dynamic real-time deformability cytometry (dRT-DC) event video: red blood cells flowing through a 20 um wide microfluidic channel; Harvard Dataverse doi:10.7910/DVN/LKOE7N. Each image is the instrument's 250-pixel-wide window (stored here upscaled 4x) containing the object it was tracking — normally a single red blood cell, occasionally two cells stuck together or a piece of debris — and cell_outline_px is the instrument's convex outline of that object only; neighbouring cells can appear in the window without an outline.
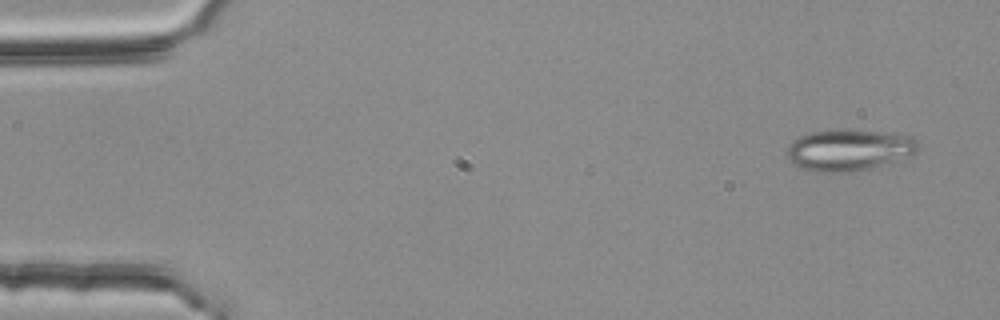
{"species": "common noctule bat (a hibernating species)", "species_latin": "Nyctalus noctula", "temperature_condition": "room temperature", "stored_images_in_passage": 4, "camera_frame_rate_fps": 3000, "um_per_image_px": 0.085, "animal": {"sex": "female", "body_mass_g": 25.1}, "frame": {"image": 1, "passage_image": 1, "time_ms": 0.0, "image_size_px": [1000, 320], "cell_outline_px": [[920, 148], [912, 156], [856, 172], [816, 172], [804, 168], [788, 160], [788, 144], [800, 136], [812, 132], [840, 128], [844, 128], [884, 132], [912, 136], [916, 140]], "centroid_in_image_um": [72.2, 12.73], "position_along_channel_um": 12.8, "area_um2": 31.96}}